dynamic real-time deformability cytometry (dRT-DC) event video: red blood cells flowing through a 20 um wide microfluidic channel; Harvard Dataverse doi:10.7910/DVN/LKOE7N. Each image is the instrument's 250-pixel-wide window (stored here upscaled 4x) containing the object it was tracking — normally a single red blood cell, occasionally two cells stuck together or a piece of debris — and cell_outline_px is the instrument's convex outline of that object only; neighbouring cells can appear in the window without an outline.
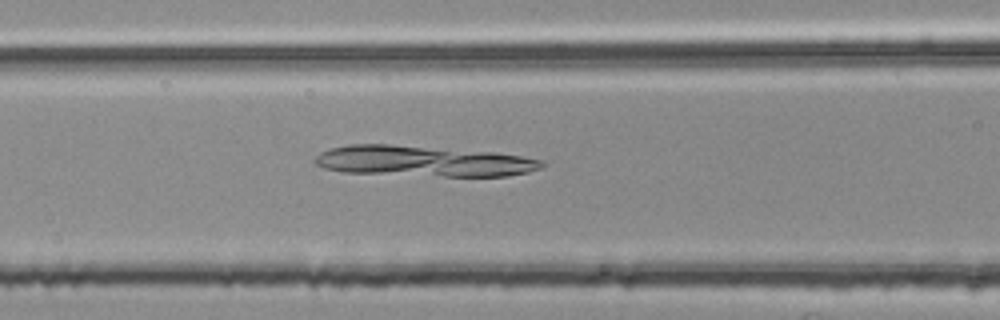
{"species": "common noctule bat (a hibernating species)", "species_latin": "Nyctalus noctula", "temperature_condition": "room temperature", "stored_images_in_passage": 41, "camera_frame_rate_fps": 3000, "um_per_image_px": 0.085, "animal": {"sex": "female", "body_mass_g": 25.1}, "frame": {"image": 1, "passage_image": 10, "time_ms": 3.0, "image_size_px": [1000, 320], "cell_outline_px": [[548, 164], [544, 168], [528, 172], [508, 176], [444, 176], [344, 172], [324, 168], [316, 164], [312, 160], [320, 152], [328, 148], [348, 144], [388, 144], [492, 152], [520, 156], [544, 160]], "centroid_in_image_um": [35.99, 13.69], "position_along_channel_um": 130.6, "area_um2": 40.69}}
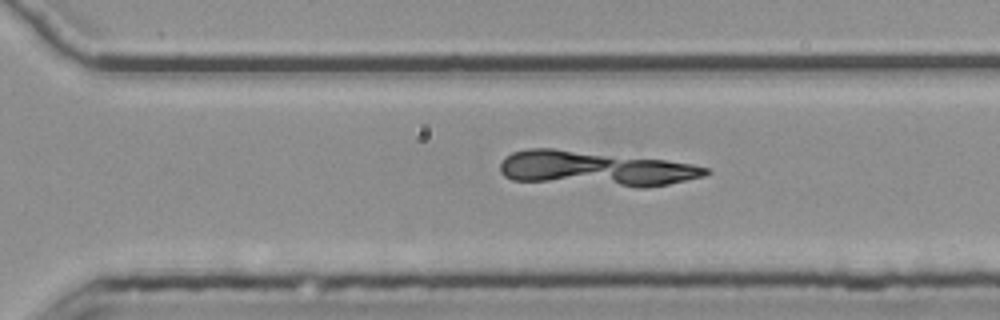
{"frame": {"image": 2, "passage_image": 25, "time_ms": 8.0, "image_size_px": [1000, 320], "cell_outline_px": [[712, 172], [704, 176], [668, 184], [644, 188], [636, 188], [512, 180], [504, 176], [500, 172], [500, 164], [504, 156], [512, 152], [528, 148], [552, 148], [668, 160], [692, 164], [708, 168]], "centroid_in_image_um": [50.59, 14.34], "position_along_channel_um": 320.0, "area_um2": 42.37}}
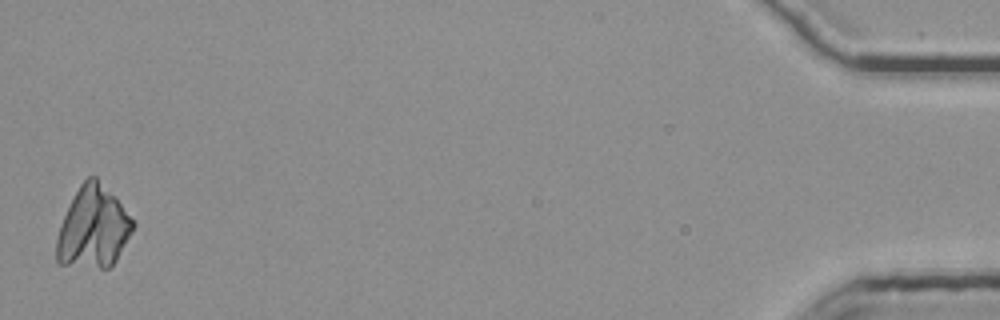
{"frame": {"image": 3, "passage_image": 41, "time_ms": 13.333, "image_size_px": [1000, 320], "cell_outline_px": [[136, 224], [132, 232], [116, 260], [108, 268], [100, 268], [60, 264], [56, 260], [56, 240], [64, 216], [80, 184], [88, 176], [96, 176], [120, 204]], "centroid_in_image_um": [7.92, 19.36], "position_along_channel_um": 427.3, "area_um2": 35.66}}